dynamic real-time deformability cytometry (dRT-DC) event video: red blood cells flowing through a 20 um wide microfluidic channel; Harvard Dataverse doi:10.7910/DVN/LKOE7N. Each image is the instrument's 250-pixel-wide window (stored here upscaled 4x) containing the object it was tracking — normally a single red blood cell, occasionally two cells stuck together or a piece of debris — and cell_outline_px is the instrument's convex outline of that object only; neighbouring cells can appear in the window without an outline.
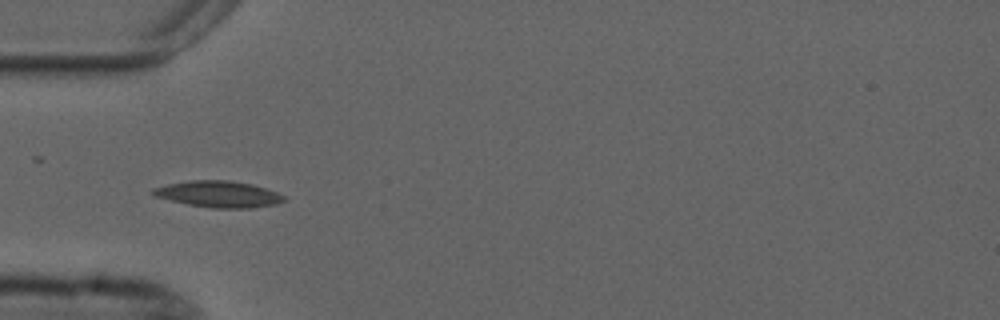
{"species": "common noctule bat (a hibernating species)", "species_latin": "Nyctalus noctula", "temperature_condition": "cold", "stored_images_in_passage": 9, "camera_frame_rate_fps": 3000, "um_per_image_px": 0.085, "animal": {"sex": "male", "forearm_length_mm": 52.5}, "frame": {"image": 1, "passage_image": 4, "time_ms": 5.0, "image_size_px": [1000, 320], "cell_outline_px": [[288, 200], [276, 204], [252, 208], [212, 208], [188, 204], [152, 196], [148, 192], [152, 188], [168, 184], [192, 180], [228, 180], [252, 184], [276, 192], [284, 196]], "centroid_in_image_um": [18.55, 16.5], "position_along_channel_um": 66.5, "area_um2": 20.23}}
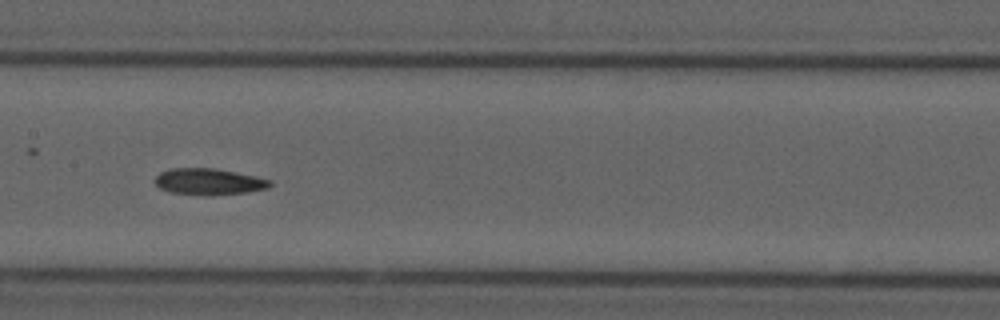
{"frame": {"image": 2, "passage_image": 7, "time_ms": 8.333, "image_size_px": [1000, 320], "cell_outline_px": [[272, 184], [268, 188], [248, 192], [172, 192], [160, 188], [156, 184], [156, 176], [160, 172], [172, 168], [212, 168], [272, 180]], "centroid_in_image_um": [17.75, 15.38], "position_along_channel_um": 189.7, "area_um2": 16.36}}
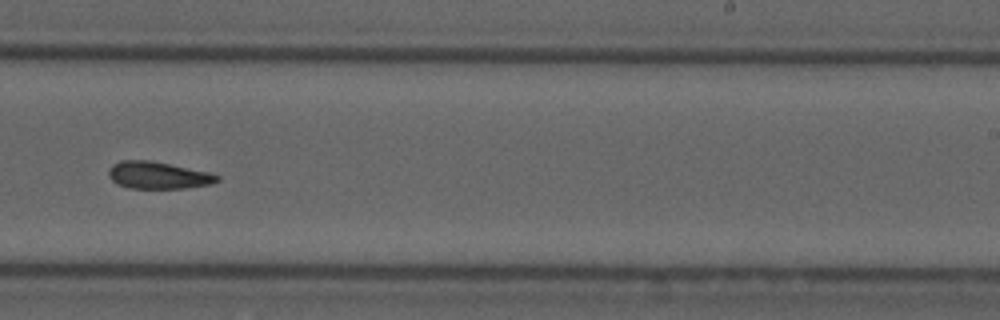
{"frame": {"image": 3, "passage_image": 9, "time_ms": 10.667, "image_size_px": [1000, 320], "cell_outline_px": [[220, 180], [212, 184], [184, 188], [128, 188], [116, 184], [108, 176], [108, 172], [112, 164], [120, 160], [148, 160], [208, 172], [220, 176]], "centroid_in_image_um": [13.41, 14.9], "position_along_channel_um": 275.6, "area_um2": 17.11}}